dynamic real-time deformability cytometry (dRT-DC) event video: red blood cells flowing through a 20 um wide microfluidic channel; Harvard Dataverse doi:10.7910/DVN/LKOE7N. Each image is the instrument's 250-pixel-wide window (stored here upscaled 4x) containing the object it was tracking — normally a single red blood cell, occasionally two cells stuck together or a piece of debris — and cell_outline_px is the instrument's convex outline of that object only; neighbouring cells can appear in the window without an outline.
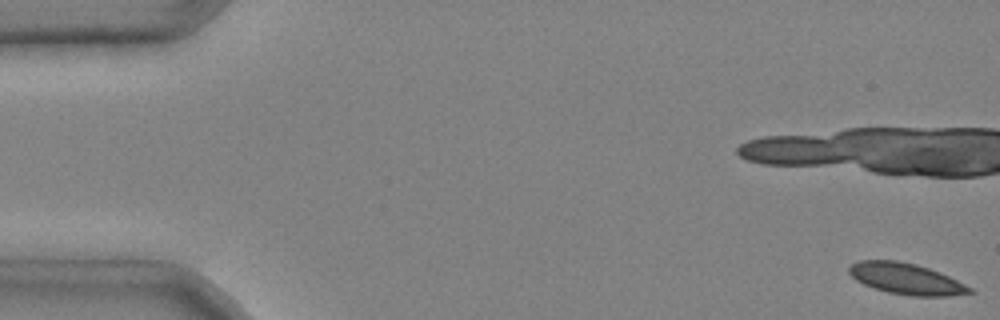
{"species": "common noctule bat (a hibernating species)", "species_latin": "Nyctalus noctula", "temperature_condition": "cold", "stored_images_in_passage": 5, "camera_frame_rate_fps": 3000, "um_per_image_px": 0.085, "animal": {"sex": "male", "body_mass_g": 20.4}, "frame": {"image": 1, "passage_image": 1, "time_ms": 0.0, "image_size_px": [1000, 320], "cell_outline_px": [[976, 292], [948, 296], [912, 296], [888, 292], [864, 284], [856, 280], [848, 272], [848, 268], [852, 264], [860, 260], [896, 260], [916, 264], [940, 272], [972, 288]], "centroid_in_image_um": [77.03, 23.69], "position_along_channel_um": 8.0, "area_um2": 21.73}}